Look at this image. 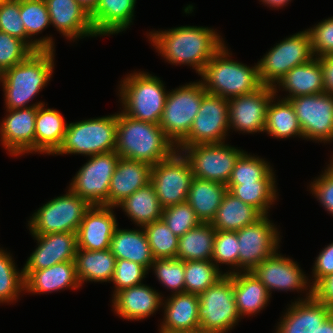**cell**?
Wrapping results in <instances>:
<instances>
[{
	"label": "cell",
	"mask_w": 333,
	"mask_h": 333,
	"mask_svg": "<svg viewBox=\"0 0 333 333\" xmlns=\"http://www.w3.org/2000/svg\"><path fill=\"white\" fill-rule=\"evenodd\" d=\"M271 102H273L272 99L267 107L265 131L277 139L288 138L293 135L303 137L291 102L284 98L278 101V103L272 104Z\"/></svg>",
	"instance_id": "f35d334b"
},
{
	"label": "cell",
	"mask_w": 333,
	"mask_h": 333,
	"mask_svg": "<svg viewBox=\"0 0 333 333\" xmlns=\"http://www.w3.org/2000/svg\"><path fill=\"white\" fill-rule=\"evenodd\" d=\"M154 267L158 280L174 294L185 292L184 261L177 258L155 259L150 268Z\"/></svg>",
	"instance_id": "f6af8a7d"
},
{
	"label": "cell",
	"mask_w": 333,
	"mask_h": 333,
	"mask_svg": "<svg viewBox=\"0 0 333 333\" xmlns=\"http://www.w3.org/2000/svg\"><path fill=\"white\" fill-rule=\"evenodd\" d=\"M118 206L142 228L162 218L163 207L151 183L136 190Z\"/></svg>",
	"instance_id": "8d00e7d4"
},
{
	"label": "cell",
	"mask_w": 333,
	"mask_h": 333,
	"mask_svg": "<svg viewBox=\"0 0 333 333\" xmlns=\"http://www.w3.org/2000/svg\"><path fill=\"white\" fill-rule=\"evenodd\" d=\"M198 295L200 332L226 333L240 319L233 293V272Z\"/></svg>",
	"instance_id": "52a82bcc"
},
{
	"label": "cell",
	"mask_w": 333,
	"mask_h": 333,
	"mask_svg": "<svg viewBox=\"0 0 333 333\" xmlns=\"http://www.w3.org/2000/svg\"><path fill=\"white\" fill-rule=\"evenodd\" d=\"M228 111V99L206 93L191 130L176 148L183 150L196 144L222 143L230 129Z\"/></svg>",
	"instance_id": "5bb4252c"
},
{
	"label": "cell",
	"mask_w": 333,
	"mask_h": 333,
	"mask_svg": "<svg viewBox=\"0 0 333 333\" xmlns=\"http://www.w3.org/2000/svg\"><path fill=\"white\" fill-rule=\"evenodd\" d=\"M117 137V114L83 120L67 125L59 154H96L115 151Z\"/></svg>",
	"instance_id": "8992f818"
},
{
	"label": "cell",
	"mask_w": 333,
	"mask_h": 333,
	"mask_svg": "<svg viewBox=\"0 0 333 333\" xmlns=\"http://www.w3.org/2000/svg\"><path fill=\"white\" fill-rule=\"evenodd\" d=\"M175 151V144L165 135L159 124L143 122L124 113H117L115 152L120 158L153 166L169 158Z\"/></svg>",
	"instance_id": "7a4b0ae2"
},
{
	"label": "cell",
	"mask_w": 333,
	"mask_h": 333,
	"mask_svg": "<svg viewBox=\"0 0 333 333\" xmlns=\"http://www.w3.org/2000/svg\"><path fill=\"white\" fill-rule=\"evenodd\" d=\"M290 0H262L263 3L272 7H282Z\"/></svg>",
	"instance_id": "91938a15"
},
{
	"label": "cell",
	"mask_w": 333,
	"mask_h": 333,
	"mask_svg": "<svg viewBox=\"0 0 333 333\" xmlns=\"http://www.w3.org/2000/svg\"><path fill=\"white\" fill-rule=\"evenodd\" d=\"M313 296L333 309V273L320 280L313 287Z\"/></svg>",
	"instance_id": "11a10c76"
},
{
	"label": "cell",
	"mask_w": 333,
	"mask_h": 333,
	"mask_svg": "<svg viewBox=\"0 0 333 333\" xmlns=\"http://www.w3.org/2000/svg\"><path fill=\"white\" fill-rule=\"evenodd\" d=\"M267 215L236 231L239 246L238 267L243 272L252 271L278 249L279 233Z\"/></svg>",
	"instance_id": "2e32d148"
},
{
	"label": "cell",
	"mask_w": 333,
	"mask_h": 333,
	"mask_svg": "<svg viewBox=\"0 0 333 333\" xmlns=\"http://www.w3.org/2000/svg\"><path fill=\"white\" fill-rule=\"evenodd\" d=\"M227 191L226 184L194 177L187 203L195 211L201 223H211Z\"/></svg>",
	"instance_id": "f546056e"
},
{
	"label": "cell",
	"mask_w": 333,
	"mask_h": 333,
	"mask_svg": "<svg viewBox=\"0 0 333 333\" xmlns=\"http://www.w3.org/2000/svg\"><path fill=\"white\" fill-rule=\"evenodd\" d=\"M206 93L201 81L168 92L159 125L175 146L191 130Z\"/></svg>",
	"instance_id": "ba28073f"
},
{
	"label": "cell",
	"mask_w": 333,
	"mask_h": 333,
	"mask_svg": "<svg viewBox=\"0 0 333 333\" xmlns=\"http://www.w3.org/2000/svg\"><path fill=\"white\" fill-rule=\"evenodd\" d=\"M111 206L94 205L85 213L76 232L78 249L101 251L110 249L118 227Z\"/></svg>",
	"instance_id": "d6986e66"
},
{
	"label": "cell",
	"mask_w": 333,
	"mask_h": 333,
	"mask_svg": "<svg viewBox=\"0 0 333 333\" xmlns=\"http://www.w3.org/2000/svg\"><path fill=\"white\" fill-rule=\"evenodd\" d=\"M211 260L184 261L185 292L200 295L225 274Z\"/></svg>",
	"instance_id": "60d3db41"
},
{
	"label": "cell",
	"mask_w": 333,
	"mask_h": 333,
	"mask_svg": "<svg viewBox=\"0 0 333 333\" xmlns=\"http://www.w3.org/2000/svg\"><path fill=\"white\" fill-rule=\"evenodd\" d=\"M110 250L116 259L139 263L148 270L155 260L144 229L141 231L116 228Z\"/></svg>",
	"instance_id": "836d02e7"
},
{
	"label": "cell",
	"mask_w": 333,
	"mask_h": 333,
	"mask_svg": "<svg viewBox=\"0 0 333 333\" xmlns=\"http://www.w3.org/2000/svg\"><path fill=\"white\" fill-rule=\"evenodd\" d=\"M136 0H99L90 14L97 35H110L125 30L132 22Z\"/></svg>",
	"instance_id": "83f0119b"
},
{
	"label": "cell",
	"mask_w": 333,
	"mask_h": 333,
	"mask_svg": "<svg viewBox=\"0 0 333 333\" xmlns=\"http://www.w3.org/2000/svg\"><path fill=\"white\" fill-rule=\"evenodd\" d=\"M0 31L27 44V33L20 17V0H5L0 6Z\"/></svg>",
	"instance_id": "f907efd6"
},
{
	"label": "cell",
	"mask_w": 333,
	"mask_h": 333,
	"mask_svg": "<svg viewBox=\"0 0 333 333\" xmlns=\"http://www.w3.org/2000/svg\"><path fill=\"white\" fill-rule=\"evenodd\" d=\"M155 259L176 258L179 237L161 219L143 227Z\"/></svg>",
	"instance_id": "b9f144b4"
},
{
	"label": "cell",
	"mask_w": 333,
	"mask_h": 333,
	"mask_svg": "<svg viewBox=\"0 0 333 333\" xmlns=\"http://www.w3.org/2000/svg\"><path fill=\"white\" fill-rule=\"evenodd\" d=\"M275 180H260L255 183H228L227 189L236 198L267 215L268 208L276 197Z\"/></svg>",
	"instance_id": "ab89813d"
},
{
	"label": "cell",
	"mask_w": 333,
	"mask_h": 333,
	"mask_svg": "<svg viewBox=\"0 0 333 333\" xmlns=\"http://www.w3.org/2000/svg\"><path fill=\"white\" fill-rule=\"evenodd\" d=\"M311 191L329 213L333 214V159L323 175L311 185Z\"/></svg>",
	"instance_id": "f5cc1de1"
},
{
	"label": "cell",
	"mask_w": 333,
	"mask_h": 333,
	"mask_svg": "<svg viewBox=\"0 0 333 333\" xmlns=\"http://www.w3.org/2000/svg\"><path fill=\"white\" fill-rule=\"evenodd\" d=\"M53 51H35L0 75L7 110L27 108L25 105L48 83L54 69Z\"/></svg>",
	"instance_id": "3957f363"
},
{
	"label": "cell",
	"mask_w": 333,
	"mask_h": 333,
	"mask_svg": "<svg viewBox=\"0 0 333 333\" xmlns=\"http://www.w3.org/2000/svg\"><path fill=\"white\" fill-rule=\"evenodd\" d=\"M318 59L321 64L325 92L333 95V55L321 56Z\"/></svg>",
	"instance_id": "9f6ffc18"
},
{
	"label": "cell",
	"mask_w": 333,
	"mask_h": 333,
	"mask_svg": "<svg viewBox=\"0 0 333 333\" xmlns=\"http://www.w3.org/2000/svg\"><path fill=\"white\" fill-rule=\"evenodd\" d=\"M180 152L175 151L169 158L151 167L150 183L163 208L184 203L188 198L194 176L188 159Z\"/></svg>",
	"instance_id": "8fae6325"
},
{
	"label": "cell",
	"mask_w": 333,
	"mask_h": 333,
	"mask_svg": "<svg viewBox=\"0 0 333 333\" xmlns=\"http://www.w3.org/2000/svg\"><path fill=\"white\" fill-rule=\"evenodd\" d=\"M38 247L28 258L22 270H42L66 261H75L78 249L74 232L33 235Z\"/></svg>",
	"instance_id": "ffe728a7"
},
{
	"label": "cell",
	"mask_w": 333,
	"mask_h": 333,
	"mask_svg": "<svg viewBox=\"0 0 333 333\" xmlns=\"http://www.w3.org/2000/svg\"><path fill=\"white\" fill-rule=\"evenodd\" d=\"M199 297L191 293H178L165 302V317L160 333H192L200 331L198 318Z\"/></svg>",
	"instance_id": "d4e9b609"
},
{
	"label": "cell",
	"mask_w": 333,
	"mask_h": 333,
	"mask_svg": "<svg viewBox=\"0 0 333 333\" xmlns=\"http://www.w3.org/2000/svg\"><path fill=\"white\" fill-rule=\"evenodd\" d=\"M20 17L27 33V45L35 52L54 50L52 38L43 37L29 41L28 38L44 30L50 23L45 0H20Z\"/></svg>",
	"instance_id": "74e56055"
},
{
	"label": "cell",
	"mask_w": 333,
	"mask_h": 333,
	"mask_svg": "<svg viewBox=\"0 0 333 333\" xmlns=\"http://www.w3.org/2000/svg\"><path fill=\"white\" fill-rule=\"evenodd\" d=\"M238 243L236 231H216L211 261L215 265L221 263L238 268Z\"/></svg>",
	"instance_id": "c3c4849f"
},
{
	"label": "cell",
	"mask_w": 333,
	"mask_h": 333,
	"mask_svg": "<svg viewBox=\"0 0 333 333\" xmlns=\"http://www.w3.org/2000/svg\"><path fill=\"white\" fill-rule=\"evenodd\" d=\"M50 23L67 39L96 36L90 13L77 0H45Z\"/></svg>",
	"instance_id": "603a6c76"
},
{
	"label": "cell",
	"mask_w": 333,
	"mask_h": 333,
	"mask_svg": "<svg viewBox=\"0 0 333 333\" xmlns=\"http://www.w3.org/2000/svg\"><path fill=\"white\" fill-rule=\"evenodd\" d=\"M233 272V293L238 314L253 315L267 304L271 293L251 272Z\"/></svg>",
	"instance_id": "1f68e13d"
},
{
	"label": "cell",
	"mask_w": 333,
	"mask_h": 333,
	"mask_svg": "<svg viewBox=\"0 0 333 333\" xmlns=\"http://www.w3.org/2000/svg\"><path fill=\"white\" fill-rule=\"evenodd\" d=\"M313 58L309 32L307 30L298 32L277 43L257 63L260 81L263 85L276 88V82L290 70L298 65L309 62Z\"/></svg>",
	"instance_id": "30bf717a"
},
{
	"label": "cell",
	"mask_w": 333,
	"mask_h": 333,
	"mask_svg": "<svg viewBox=\"0 0 333 333\" xmlns=\"http://www.w3.org/2000/svg\"><path fill=\"white\" fill-rule=\"evenodd\" d=\"M151 167L145 162L120 158L110 181L108 206L118 207L136 190L150 183Z\"/></svg>",
	"instance_id": "cb8c5ba5"
},
{
	"label": "cell",
	"mask_w": 333,
	"mask_h": 333,
	"mask_svg": "<svg viewBox=\"0 0 333 333\" xmlns=\"http://www.w3.org/2000/svg\"><path fill=\"white\" fill-rule=\"evenodd\" d=\"M311 288H313L320 280L333 273V243L324 248L316 257Z\"/></svg>",
	"instance_id": "db71d44e"
},
{
	"label": "cell",
	"mask_w": 333,
	"mask_h": 333,
	"mask_svg": "<svg viewBox=\"0 0 333 333\" xmlns=\"http://www.w3.org/2000/svg\"><path fill=\"white\" fill-rule=\"evenodd\" d=\"M68 191L50 200L33 214L28 223L32 235L77 232L91 205L70 189Z\"/></svg>",
	"instance_id": "9c48e42d"
},
{
	"label": "cell",
	"mask_w": 333,
	"mask_h": 333,
	"mask_svg": "<svg viewBox=\"0 0 333 333\" xmlns=\"http://www.w3.org/2000/svg\"><path fill=\"white\" fill-rule=\"evenodd\" d=\"M113 296L114 311L128 320L147 318L163 303L162 296L144 284L122 289Z\"/></svg>",
	"instance_id": "484cf974"
},
{
	"label": "cell",
	"mask_w": 333,
	"mask_h": 333,
	"mask_svg": "<svg viewBox=\"0 0 333 333\" xmlns=\"http://www.w3.org/2000/svg\"><path fill=\"white\" fill-rule=\"evenodd\" d=\"M303 138L327 142L333 141V95L318 93L289 99Z\"/></svg>",
	"instance_id": "9a60e30c"
},
{
	"label": "cell",
	"mask_w": 333,
	"mask_h": 333,
	"mask_svg": "<svg viewBox=\"0 0 333 333\" xmlns=\"http://www.w3.org/2000/svg\"><path fill=\"white\" fill-rule=\"evenodd\" d=\"M61 113L55 109L37 107L35 126V152L55 154L61 147L67 129Z\"/></svg>",
	"instance_id": "4dcf8cb0"
},
{
	"label": "cell",
	"mask_w": 333,
	"mask_h": 333,
	"mask_svg": "<svg viewBox=\"0 0 333 333\" xmlns=\"http://www.w3.org/2000/svg\"><path fill=\"white\" fill-rule=\"evenodd\" d=\"M13 262L10 254L0 249V303L15 301L25 290L23 271L17 272Z\"/></svg>",
	"instance_id": "ee69618b"
},
{
	"label": "cell",
	"mask_w": 333,
	"mask_h": 333,
	"mask_svg": "<svg viewBox=\"0 0 333 333\" xmlns=\"http://www.w3.org/2000/svg\"><path fill=\"white\" fill-rule=\"evenodd\" d=\"M122 82L119 90L124 105L122 113L143 122L159 124L168 94L162 81L151 74L136 72Z\"/></svg>",
	"instance_id": "5b68a950"
},
{
	"label": "cell",
	"mask_w": 333,
	"mask_h": 333,
	"mask_svg": "<svg viewBox=\"0 0 333 333\" xmlns=\"http://www.w3.org/2000/svg\"><path fill=\"white\" fill-rule=\"evenodd\" d=\"M316 333H333V313L318 327Z\"/></svg>",
	"instance_id": "6f0895ef"
},
{
	"label": "cell",
	"mask_w": 333,
	"mask_h": 333,
	"mask_svg": "<svg viewBox=\"0 0 333 333\" xmlns=\"http://www.w3.org/2000/svg\"><path fill=\"white\" fill-rule=\"evenodd\" d=\"M313 55H333V17L325 19L314 28L308 29Z\"/></svg>",
	"instance_id": "816d5d0a"
},
{
	"label": "cell",
	"mask_w": 333,
	"mask_h": 333,
	"mask_svg": "<svg viewBox=\"0 0 333 333\" xmlns=\"http://www.w3.org/2000/svg\"><path fill=\"white\" fill-rule=\"evenodd\" d=\"M148 269L139 263L116 259V265L111 282H114V295L125 288L142 284L141 280L145 277Z\"/></svg>",
	"instance_id": "681fc988"
},
{
	"label": "cell",
	"mask_w": 333,
	"mask_h": 333,
	"mask_svg": "<svg viewBox=\"0 0 333 333\" xmlns=\"http://www.w3.org/2000/svg\"><path fill=\"white\" fill-rule=\"evenodd\" d=\"M5 0H0V6L2 5V3L4 2Z\"/></svg>",
	"instance_id": "94428289"
},
{
	"label": "cell",
	"mask_w": 333,
	"mask_h": 333,
	"mask_svg": "<svg viewBox=\"0 0 333 333\" xmlns=\"http://www.w3.org/2000/svg\"><path fill=\"white\" fill-rule=\"evenodd\" d=\"M33 52L22 40L0 31V75L25 61Z\"/></svg>",
	"instance_id": "7dc6e473"
},
{
	"label": "cell",
	"mask_w": 333,
	"mask_h": 333,
	"mask_svg": "<svg viewBox=\"0 0 333 333\" xmlns=\"http://www.w3.org/2000/svg\"><path fill=\"white\" fill-rule=\"evenodd\" d=\"M277 84L290 93L287 98L285 97L286 100L324 93V79L318 57L294 67Z\"/></svg>",
	"instance_id": "f1b7e54d"
},
{
	"label": "cell",
	"mask_w": 333,
	"mask_h": 333,
	"mask_svg": "<svg viewBox=\"0 0 333 333\" xmlns=\"http://www.w3.org/2000/svg\"><path fill=\"white\" fill-rule=\"evenodd\" d=\"M263 214L227 191L211 225L216 231H237L259 220Z\"/></svg>",
	"instance_id": "d6a6232c"
},
{
	"label": "cell",
	"mask_w": 333,
	"mask_h": 333,
	"mask_svg": "<svg viewBox=\"0 0 333 333\" xmlns=\"http://www.w3.org/2000/svg\"><path fill=\"white\" fill-rule=\"evenodd\" d=\"M90 14L95 10L99 0H77Z\"/></svg>",
	"instance_id": "680465c9"
},
{
	"label": "cell",
	"mask_w": 333,
	"mask_h": 333,
	"mask_svg": "<svg viewBox=\"0 0 333 333\" xmlns=\"http://www.w3.org/2000/svg\"><path fill=\"white\" fill-rule=\"evenodd\" d=\"M153 46L172 64H188L201 73L208 61L224 46L213 29L181 26L149 35Z\"/></svg>",
	"instance_id": "6da1fadb"
},
{
	"label": "cell",
	"mask_w": 333,
	"mask_h": 333,
	"mask_svg": "<svg viewBox=\"0 0 333 333\" xmlns=\"http://www.w3.org/2000/svg\"><path fill=\"white\" fill-rule=\"evenodd\" d=\"M216 230L210 223H200L179 237L177 259L211 260Z\"/></svg>",
	"instance_id": "d590c367"
},
{
	"label": "cell",
	"mask_w": 333,
	"mask_h": 333,
	"mask_svg": "<svg viewBox=\"0 0 333 333\" xmlns=\"http://www.w3.org/2000/svg\"><path fill=\"white\" fill-rule=\"evenodd\" d=\"M182 154L188 159L195 178L228 184L238 158L244 153L222 143L196 144L185 147Z\"/></svg>",
	"instance_id": "7c38bea8"
},
{
	"label": "cell",
	"mask_w": 333,
	"mask_h": 333,
	"mask_svg": "<svg viewBox=\"0 0 333 333\" xmlns=\"http://www.w3.org/2000/svg\"><path fill=\"white\" fill-rule=\"evenodd\" d=\"M227 57L229 54L224 45L199 74L207 93L230 99L253 93L263 86L259 78L258 65L251 68Z\"/></svg>",
	"instance_id": "277c9868"
},
{
	"label": "cell",
	"mask_w": 333,
	"mask_h": 333,
	"mask_svg": "<svg viewBox=\"0 0 333 333\" xmlns=\"http://www.w3.org/2000/svg\"><path fill=\"white\" fill-rule=\"evenodd\" d=\"M276 89L263 85L257 91L232 97L229 101V127L248 133L265 132L266 112Z\"/></svg>",
	"instance_id": "e0dca14e"
},
{
	"label": "cell",
	"mask_w": 333,
	"mask_h": 333,
	"mask_svg": "<svg viewBox=\"0 0 333 333\" xmlns=\"http://www.w3.org/2000/svg\"><path fill=\"white\" fill-rule=\"evenodd\" d=\"M42 102L27 108L8 110L9 114L0 126L2 144L12 155L35 151V126L37 107Z\"/></svg>",
	"instance_id": "ac0fdd59"
},
{
	"label": "cell",
	"mask_w": 333,
	"mask_h": 333,
	"mask_svg": "<svg viewBox=\"0 0 333 333\" xmlns=\"http://www.w3.org/2000/svg\"><path fill=\"white\" fill-rule=\"evenodd\" d=\"M250 272L260 280L269 293L272 289L287 291L307 288L306 276L298 264L278 253L263 260Z\"/></svg>",
	"instance_id": "44dd1931"
},
{
	"label": "cell",
	"mask_w": 333,
	"mask_h": 333,
	"mask_svg": "<svg viewBox=\"0 0 333 333\" xmlns=\"http://www.w3.org/2000/svg\"><path fill=\"white\" fill-rule=\"evenodd\" d=\"M260 180H275L270 165L244 152L238 158L228 183H255Z\"/></svg>",
	"instance_id": "7bdbcfd3"
},
{
	"label": "cell",
	"mask_w": 333,
	"mask_h": 333,
	"mask_svg": "<svg viewBox=\"0 0 333 333\" xmlns=\"http://www.w3.org/2000/svg\"><path fill=\"white\" fill-rule=\"evenodd\" d=\"M90 158L77 172L69 189L91 206H108L110 181L120 156L111 151Z\"/></svg>",
	"instance_id": "4fadbf2b"
},
{
	"label": "cell",
	"mask_w": 333,
	"mask_h": 333,
	"mask_svg": "<svg viewBox=\"0 0 333 333\" xmlns=\"http://www.w3.org/2000/svg\"><path fill=\"white\" fill-rule=\"evenodd\" d=\"M161 219L178 237L201 223L187 201L163 208Z\"/></svg>",
	"instance_id": "bcb514c9"
},
{
	"label": "cell",
	"mask_w": 333,
	"mask_h": 333,
	"mask_svg": "<svg viewBox=\"0 0 333 333\" xmlns=\"http://www.w3.org/2000/svg\"><path fill=\"white\" fill-rule=\"evenodd\" d=\"M75 265L81 285L85 280L107 282L112 279L116 258L110 249L101 251L77 249Z\"/></svg>",
	"instance_id": "e575fe53"
},
{
	"label": "cell",
	"mask_w": 333,
	"mask_h": 333,
	"mask_svg": "<svg viewBox=\"0 0 333 333\" xmlns=\"http://www.w3.org/2000/svg\"><path fill=\"white\" fill-rule=\"evenodd\" d=\"M22 271L25 290L28 292L47 293L81 286L77 278L75 261L62 262L42 270Z\"/></svg>",
	"instance_id": "4316f807"
},
{
	"label": "cell",
	"mask_w": 333,
	"mask_h": 333,
	"mask_svg": "<svg viewBox=\"0 0 333 333\" xmlns=\"http://www.w3.org/2000/svg\"><path fill=\"white\" fill-rule=\"evenodd\" d=\"M305 299L295 301L281 320L277 333H316L333 309L318 301L310 288Z\"/></svg>",
	"instance_id": "7402d4cb"
}]
</instances>
